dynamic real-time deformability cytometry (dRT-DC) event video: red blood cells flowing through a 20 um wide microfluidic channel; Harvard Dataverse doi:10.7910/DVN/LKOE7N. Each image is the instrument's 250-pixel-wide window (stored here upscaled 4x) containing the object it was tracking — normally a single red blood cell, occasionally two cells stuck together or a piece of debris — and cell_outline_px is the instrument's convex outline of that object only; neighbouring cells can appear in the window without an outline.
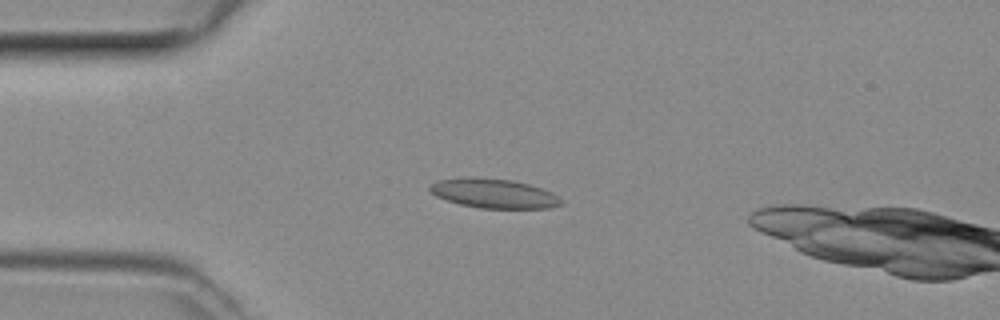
{"species": "common noctule bat (a hibernating species)", "species_latin": "Nyctalus noctula", "temperature_condition": "room temperature", "stored_images_in_passage": 6, "camera_frame_rate_fps": 3000, "um_per_image_px": 0.085, "animal": {"sex": "female", "body_mass_g": 29.2, "forearm_length_mm": 56.3}, "frame": {"image": 1, "passage_image": 3, "time_ms": 0.667, "image_size_px": [1000, 320], "cell_outline_px": [[564, 204], [548, 208], [480, 208], [460, 204], [436, 196], [428, 188], [428, 184], [436, 180], [468, 176], [512, 180], [544, 188], [552, 192], [564, 200]], "centroid_in_image_um": [41.98, 16.43], "position_along_channel_um": 43.0, "area_um2": 22.77}}